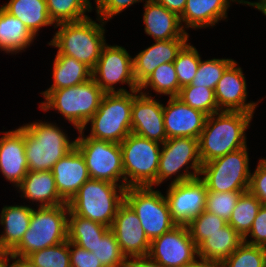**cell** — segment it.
<instances>
[{
  "label": "cell",
  "instance_id": "36",
  "mask_svg": "<svg viewBox=\"0 0 266 267\" xmlns=\"http://www.w3.org/2000/svg\"><path fill=\"white\" fill-rule=\"evenodd\" d=\"M26 258L36 267H71L69 241L38 250Z\"/></svg>",
  "mask_w": 266,
  "mask_h": 267
},
{
  "label": "cell",
  "instance_id": "26",
  "mask_svg": "<svg viewBox=\"0 0 266 267\" xmlns=\"http://www.w3.org/2000/svg\"><path fill=\"white\" fill-rule=\"evenodd\" d=\"M33 208L29 206H4L0 224L4 234L0 235V251L10 253L22 240L29 228Z\"/></svg>",
  "mask_w": 266,
  "mask_h": 267
},
{
  "label": "cell",
  "instance_id": "40",
  "mask_svg": "<svg viewBox=\"0 0 266 267\" xmlns=\"http://www.w3.org/2000/svg\"><path fill=\"white\" fill-rule=\"evenodd\" d=\"M228 224L223 218L210 213L206 210L194 217L187 225L191 234V238L198 247L211 234L220 231Z\"/></svg>",
  "mask_w": 266,
  "mask_h": 267
},
{
  "label": "cell",
  "instance_id": "6",
  "mask_svg": "<svg viewBox=\"0 0 266 267\" xmlns=\"http://www.w3.org/2000/svg\"><path fill=\"white\" fill-rule=\"evenodd\" d=\"M126 188L104 180L88 179L68 203L80 217L111 227L119 206L124 202Z\"/></svg>",
  "mask_w": 266,
  "mask_h": 267
},
{
  "label": "cell",
  "instance_id": "28",
  "mask_svg": "<svg viewBox=\"0 0 266 267\" xmlns=\"http://www.w3.org/2000/svg\"><path fill=\"white\" fill-rule=\"evenodd\" d=\"M2 8L20 19L35 37L40 28L54 24L49 16L46 0H10Z\"/></svg>",
  "mask_w": 266,
  "mask_h": 267
},
{
  "label": "cell",
  "instance_id": "30",
  "mask_svg": "<svg viewBox=\"0 0 266 267\" xmlns=\"http://www.w3.org/2000/svg\"><path fill=\"white\" fill-rule=\"evenodd\" d=\"M52 68L53 84L45 91L72 87L92 78V70L88 66L67 55H56Z\"/></svg>",
  "mask_w": 266,
  "mask_h": 267
},
{
  "label": "cell",
  "instance_id": "50",
  "mask_svg": "<svg viewBox=\"0 0 266 267\" xmlns=\"http://www.w3.org/2000/svg\"><path fill=\"white\" fill-rule=\"evenodd\" d=\"M239 3L248 4L260 10L263 14L266 12V0H259V2H249L245 0H239Z\"/></svg>",
  "mask_w": 266,
  "mask_h": 267
},
{
  "label": "cell",
  "instance_id": "52",
  "mask_svg": "<svg viewBox=\"0 0 266 267\" xmlns=\"http://www.w3.org/2000/svg\"><path fill=\"white\" fill-rule=\"evenodd\" d=\"M8 253L0 251V267H7Z\"/></svg>",
  "mask_w": 266,
  "mask_h": 267
},
{
  "label": "cell",
  "instance_id": "24",
  "mask_svg": "<svg viewBox=\"0 0 266 267\" xmlns=\"http://www.w3.org/2000/svg\"><path fill=\"white\" fill-rule=\"evenodd\" d=\"M239 0H187L183 14L179 17L185 28H206L226 19L230 2ZM183 23L185 26L183 27Z\"/></svg>",
  "mask_w": 266,
  "mask_h": 267
},
{
  "label": "cell",
  "instance_id": "39",
  "mask_svg": "<svg viewBox=\"0 0 266 267\" xmlns=\"http://www.w3.org/2000/svg\"><path fill=\"white\" fill-rule=\"evenodd\" d=\"M200 55L197 49L186 43L178 52L175 61L173 62L180 87L190 85L197 72Z\"/></svg>",
  "mask_w": 266,
  "mask_h": 267
},
{
  "label": "cell",
  "instance_id": "51",
  "mask_svg": "<svg viewBox=\"0 0 266 267\" xmlns=\"http://www.w3.org/2000/svg\"><path fill=\"white\" fill-rule=\"evenodd\" d=\"M189 267H223V266L221 263L197 260L195 263L191 264Z\"/></svg>",
  "mask_w": 266,
  "mask_h": 267
},
{
  "label": "cell",
  "instance_id": "3",
  "mask_svg": "<svg viewBox=\"0 0 266 267\" xmlns=\"http://www.w3.org/2000/svg\"><path fill=\"white\" fill-rule=\"evenodd\" d=\"M104 94L91 78L79 85L42 92L45 102L41 103L40 108L46 112L55 109L77 130H85L87 121L98 110Z\"/></svg>",
  "mask_w": 266,
  "mask_h": 267
},
{
  "label": "cell",
  "instance_id": "14",
  "mask_svg": "<svg viewBox=\"0 0 266 267\" xmlns=\"http://www.w3.org/2000/svg\"><path fill=\"white\" fill-rule=\"evenodd\" d=\"M198 247L186 225H176L150 242L148 256L164 267H189L195 263Z\"/></svg>",
  "mask_w": 266,
  "mask_h": 267
},
{
  "label": "cell",
  "instance_id": "38",
  "mask_svg": "<svg viewBox=\"0 0 266 267\" xmlns=\"http://www.w3.org/2000/svg\"><path fill=\"white\" fill-rule=\"evenodd\" d=\"M221 264L223 267H266V248L243 242Z\"/></svg>",
  "mask_w": 266,
  "mask_h": 267
},
{
  "label": "cell",
  "instance_id": "49",
  "mask_svg": "<svg viewBox=\"0 0 266 267\" xmlns=\"http://www.w3.org/2000/svg\"><path fill=\"white\" fill-rule=\"evenodd\" d=\"M14 259L13 263L11 265H9V260ZM36 267L35 265H33L27 258H23V257H18L15 256L13 254L8 253V261H7V267Z\"/></svg>",
  "mask_w": 266,
  "mask_h": 267
},
{
  "label": "cell",
  "instance_id": "33",
  "mask_svg": "<svg viewBox=\"0 0 266 267\" xmlns=\"http://www.w3.org/2000/svg\"><path fill=\"white\" fill-rule=\"evenodd\" d=\"M46 4L55 25L83 20L93 8L90 0H46Z\"/></svg>",
  "mask_w": 266,
  "mask_h": 267
},
{
  "label": "cell",
  "instance_id": "47",
  "mask_svg": "<svg viewBox=\"0 0 266 267\" xmlns=\"http://www.w3.org/2000/svg\"><path fill=\"white\" fill-rule=\"evenodd\" d=\"M131 259V260H130ZM127 260L126 267H164L147 256L133 257Z\"/></svg>",
  "mask_w": 266,
  "mask_h": 267
},
{
  "label": "cell",
  "instance_id": "19",
  "mask_svg": "<svg viewBox=\"0 0 266 267\" xmlns=\"http://www.w3.org/2000/svg\"><path fill=\"white\" fill-rule=\"evenodd\" d=\"M234 61L223 73L215 89L220 111L254 113L257 103L246 102L247 84L242 69Z\"/></svg>",
  "mask_w": 266,
  "mask_h": 267
},
{
  "label": "cell",
  "instance_id": "11",
  "mask_svg": "<svg viewBox=\"0 0 266 267\" xmlns=\"http://www.w3.org/2000/svg\"><path fill=\"white\" fill-rule=\"evenodd\" d=\"M162 145L160 153L157 185H160L164 180L171 177L173 174H178L170 183H181L197 177H200L202 161L199 155V141L192 137H175L168 138ZM184 173L180 170L185 166ZM189 168L193 169L189 172Z\"/></svg>",
  "mask_w": 266,
  "mask_h": 267
},
{
  "label": "cell",
  "instance_id": "48",
  "mask_svg": "<svg viewBox=\"0 0 266 267\" xmlns=\"http://www.w3.org/2000/svg\"><path fill=\"white\" fill-rule=\"evenodd\" d=\"M155 1L163 5L170 12H173L178 17H180L183 14L187 0H155Z\"/></svg>",
  "mask_w": 266,
  "mask_h": 267
},
{
  "label": "cell",
  "instance_id": "41",
  "mask_svg": "<svg viewBox=\"0 0 266 267\" xmlns=\"http://www.w3.org/2000/svg\"><path fill=\"white\" fill-rule=\"evenodd\" d=\"M93 253L104 267H126L127 258L122 254L114 233L109 230L93 248Z\"/></svg>",
  "mask_w": 266,
  "mask_h": 267
},
{
  "label": "cell",
  "instance_id": "1",
  "mask_svg": "<svg viewBox=\"0 0 266 267\" xmlns=\"http://www.w3.org/2000/svg\"><path fill=\"white\" fill-rule=\"evenodd\" d=\"M253 113L220 111L207 116L199 141L202 164L246 147L245 130Z\"/></svg>",
  "mask_w": 266,
  "mask_h": 267
},
{
  "label": "cell",
  "instance_id": "16",
  "mask_svg": "<svg viewBox=\"0 0 266 267\" xmlns=\"http://www.w3.org/2000/svg\"><path fill=\"white\" fill-rule=\"evenodd\" d=\"M133 91V103L131 113V133L140 137L163 144L166 136L163 104L148 94Z\"/></svg>",
  "mask_w": 266,
  "mask_h": 267
},
{
  "label": "cell",
  "instance_id": "31",
  "mask_svg": "<svg viewBox=\"0 0 266 267\" xmlns=\"http://www.w3.org/2000/svg\"><path fill=\"white\" fill-rule=\"evenodd\" d=\"M109 230L106 225L75 215L69 210L67 231L69 242L93 252L98 240H101Z\"/></svg>",
  "mask_w": 266,
  "mask_h": 267
},
{
  "label": "cell",
  "instance_id": "42",
  "mask_svg": "<svg viewBox=\"0 0 266 267\" xmlns=\"http://www.w3.org/2000/svg\"><path fill=\"white\" fill-rule=\"evenodd\" d=\"M242 193L234 191L220 193L207 191L205 210L228 222Z\"/></svg>",
  "mask_w": 266,
  "mask_h": 267
},
{
  "label": "cell",
  "instance_id": "5",
  "mask_svg": "<svg viewBox=\"0 0 266 267\" xmlns=\"http://www.w3.org/2000/svg\"><path fill=\"white\" fill-rule=\"evenodd\" d=\"M69 210L68 203L33 209L27 232L10 254L26 258L33 252L66 241Z\"/></svg>",
  "mask_w": 266,
  "mask_h": 267
},
{
  "label": "cell",
  "instance_id": "2",
  "mask_svg": "<svg viewBox=\"0 0 266 267\" xmlns=\"http://www.w3.org/2000/svg\"><path fill=\"white\" fill-rule=\"evenodd\" d=\"M101 24L90 17L76 22L60 23V27L48 43L57 47V55H67L84 63L93 70L99 60L101 51L106 45L104 21L98 17Z\"/></svg>",
  "mask_w": 266,
  "mask_h": 267
},
{
  "label": "cell",
  "instance_id": "7",
  "mask_svg": "<svg viewBox=\"0 0 266 267\" xmlns=\"http://www.w3.org/2000/svg\"><path fill=\"white\" fill-rule=\"evenodd\" d=\"M120 146L124 187L157 186L160 143L130 133Z\"/></svg>",
  "mask_w": 266,
  "mask_h": 267
},
{
  "label": "cell",
  "instance_id": "37",
  "mask_svg": "<svg viewBox=\"0 0 266 267\" xmlns=\"http://www.w3.org/2000/svg\"><path fill=\"white\" fill-rule=\"evenodd\" d=\"M234 62L233 59H211L202 61L190 85L204 86L215 91L224 71Z\"/></svg>",
  "mask_w": 266,
  "mask_h": 267
},
{
  "label": "cell",
  "instance_id": "9",
  "mask_svg": "<svg viewBox=\"0 0 266 267\" xmlns=\"http://www.w3.org/2000/svg\"><path fill=\"white\" fill-rule=\"evenodd\" d=\"M199 175L207 191H247L251 176L247 146L202 164Z\"/></svg>",
  "mask_w": 266,
  "mask_h": 267
},
{
  "label": "cell",
  "instance_id": "21",
  "mask_svg": "<svg viewBox=\"0 0 266 267\" xmlns=\"http://www.w3.org/2000/svg\"><path fill=\"white\" fill-rule=\"evenodd\" d=\"M25 156L24 127L5 132L0 137V172L18 187L28 173Z\"/></svg>",
  "mask_w": 266,
  "mask_h": 267
},
{
  "label": "cell",
  "instance_id": "10",
  "mask_svg": "<svg viewBox=\"0 0 266 267\" xmlns=\"http://www.w3.org/2000/svg\"><path fill=\"white\" fill-rule=\"evenodd\" d=\"M124 201L138 216L150 242L177 225L171 217L166 198L160 191L153 190V186L126 188Z\"/></svg>",
  "mask_w": 266,
  "mask_h": 267
},
{
  "label": "cell",
  "instance_id": "18",
  "mask_svg": "<svg viewBox=\"0 0 266 267\" xmlns=\"http://www.w3.org/2000/svg\"><path fill=\"white\" fill-rule=\"evenodd\" d=\"M167 104V106H163L167 138L192 137L199 139L207 115L188 106L178 97H170Z\"/></svg>",
  "mask_w": 266,
  "mask_h": 267
},
{
  "label": "cell",
  "instance_id": "34",
  "mask_svg": "<svg viewBox=\"0 0 266 267\" xmlns=\"http://www.w3.org/2000/svg\"><path fill=\"white\" fill-rule=\"evenodd\" d=\"M150 86L155 92L178 97L181 87L173 62L159 65L140 85L139 92Z\"/></svg>",
  "mask_w": 266,
  "mask_h": 267
},
{
  "label": "cell",
  "instance_id": "25",
  "mask_svg": "<svg viewBox=\"0 0 266 267\" xmlns=\"http://www.w3.org/2000/svg\"><path fill=\"white\" fill-rule=\"evenodd\" d=\"M18 188L21 196L39 202V207L66 204L58 193L52 171H28Z\"/></svg>",
  "mask_w": 266,
  "mask_h": 267
},
{
  "label": "cell",
  "instance_id": "45",
  "mask_svg": "<svg viewBox=\"0 0 266 267\" xmlns=\"http://www.w3.org/2000/svg\"><path fill=\"white\" fill-rule=\"evenodd\" d=\"M144 0H95L96 12L104 22L121 13L130 5Z\"/></svg>",
  "mask_w": 266,
  "mask_h": 267
},
{
  "label": "cell",
  "instance_id": "15",
  "mask_svg": "<svg viewBox=\"0 0 266 267\" xmlns=\"http://www.w3.org/2000/svg\"><path fill=\"white\" fill-rule=\"evenodd\" d=\"M165 196L171 217L177 225H188L206 208L207 188L199 178L170 184Z\"/></svg>",
  "mask_w": 266,
  "mask_h": 267
},
{
  "label": "cell",
  "instance_id": "8",
  "mask_svg": "<svg viewBox=\"0 0 266 267\" xmlns=\"http://www.w3.org/2000/svg\"><path fill=\"white\" fill-rule=\"evenodd\" d=\"M133 91L105 93L98 110L87 121V137L120 144L131 133Z\"/></svg>",
  "mask_w": 266,
  "mask_h": 267
},
{
  "label": "cell",
  "instance_id": "29",
  "mask_svg": "<svg viewBox=\"0 0 266 267\" xmlns=\"http://www.w3.org/2000/svg\"><path fill=\"white\" fill-rule=\"evenodd\" d=\"M35 36L24 23L0 7V49L6 53H18L27 48Z\"/></svg>",
  "mask_w": 266,
  "mask_h": 267
},
{
  "label": "cell",
  "instance_id": "43",
  "mask_svg": "<svg viewBox=\"0 0 266 267\" xmlns=\"http://www.w3.org/2000/svg\"><path fill=\"white\" fill-rule=\"evenodd\" d=\"M248 236L253 240L247 241ZM243 239L245 243L266 248V204L260 207L250 231Z\"/></svg>",
  "mask_w": 266,
  "mask_h": 267
},
{
  "label": "cell",
  "instance_id": "12",
  "mask_svg": "<svg viewBox=\"0 0 266 267\" xmlns=\"http://www.w3.org/2000/svg\"><path fill=\"white\" fill-rule=\"evenodd\" d=\"M80 136L75 147L83 155L91 179L104 180L114 184L119 181L124 187V170L121 146L104 140L83 137L84 130H78Z\"/></svg>",
  "mask_w": 266,
  "mask_h": 267
},
{
  "label": "cell",
  "instance_id": "4",
  "mask_svg": "<svg viewBox=\"0 0 266 267\" xmlns=\"http://www.w3.org/2000/svg\"><path fill=\"white\" fill-rule=\"evenodd\" d=\"M25 156L29 171H51L53 165L66 156L76 141L53 123L33 122L23 125Z\"/></svg>",
  "mask_w": 266,
  "mask_h": 267
},
{
  "label": "cell",
  "instance_id": "13",
  "mask_svg": "<svg viewBox=\"0 0 266 267\" xmlns=\"http://www.w3.org/2000/svg\"><path fill=\"white\" fill-rule=\"evenodd\" d=\"M92 78L105 93L128 92L124 88L115 90L117 83H126L130 91L139 89L134 77L133 58L124 47L105 45L95 68Z\"/></svg>",
  "mask_w": 266,
  "mask_h": 267
},
{
  "label": "cell",
  "instance_id": "20",
  "mask_svg": "<svg viewBox=\"0 0 266 267\" xmlns=\"http://www.w3.org/2000/svg\"><path fill=\"white\" fill-rule=\"evenodd\" d=\"M51 171L58 193L66 203H69L80 187L90 179L85 159L76 147L59 159Z\"/></svg>",
  "mask_w": 266,
  "mask_h": 267
},
{
  "label": "cell",
  "instance_id": "35",
  "mask_svg": "<svg viewBox=\"0 0 266 267\" xmlns=\"http://www.w3.org/2000/svg\"><path fill=\"white\" fill-rule=\"evenodd\" d=\"M178 98L207 116L219 112L213 89L204 86L186 85L181 88Z\"/></svg>",
  "mask_w": 266,
  "mask_h": 267
},
{
  "label": "cell",
  "instance_id": "17",
  "mask_svg": "<svg viewBox=\"0 0 266 267\" xmlns=\"http://www.w3.org/2000/svg\"><path fill=\"white\" fill-rule=\"evenodd\" d=\"M110 230L127 260L148 255L150 240L141 227L138 216L125 201L119 206Z\"/></svg>",
  "mask_w": 266,
  "mask_h": 267
},
{
  "label": "cell",
  "instance_id": "44",
  "mask_svg": "<svg viewBox=\"0 0 266 267\" xmlns=\"http://www.w3.org/2000/svg\"><path fill=\"white\" fill-rule=\"evenodd\" d=\"M262 204H266V159H260L250 176L248 189Z\"/></svg>",
  "mask_w": 266,
  "mask_h": 267
},
{
  "label": "cell",
  "instance_id": "23",
  "mask_svg": "<svg viewBox=\"0 0 266 267\" xmlns=\"http://www.w3.org/2000/svg\"><path fill=\"white\" fill-rule=\"evenodd\" d=\"M143 21L145 33L155 41L189 38L182 28L180 18L155 0H145Z\"/></svg>",
  "mask_w": 266,
  "mask_h": 267
},
{
  "label": "cell",
  "instance_id": "32",
  "mask_svg": "<svg viewBox=\"0 0 266 267\" xmlns=\"http://www.w3.org/2000/svg\"><path fill=\"white\" fill-rule=\"evenodd\" d=\"M262 203L249 191H245L239 197L228 224L244 238L250 231L254 219Z\"/></svg>",
  "mask_w": 266,
  "mask_h": 267
},
{
  "label": "cell",
  "instance_id": "22",
  "mask_svg": "<svg viewBox=\"0 0 266 267\" xmlns=\"http://www.w3.org/2000/svg\"><path fill=\"white\" fill-rule=\"evenodd\" d=\"M155 44L133 57L134 77L139 86L159 65L174 62L188 38L155 41Z\"/></svg>",
  "mask_w": 266,
  "mask_h": 267
},
{
  "label": "cell",
  "instance_id": "27",
  "mask_svg": "<svg viewBox=\"0 0 266 267\" xmlns=\"http://www.w3.org/2000/svg\"><path fill=\"white\" fill-rule=\"evenodd\" d=\"M243 242L244 239L227 224L198 246L197 257L204 261L223 263Z\"/></svg>",
  "mask_w": 266,
  "mask_h": 267
},
{
  "label": "cell",
  "instance_id": "46",
  "mask_svg": "<svg viewBox=\"0 0 266 267\" xmlns=\"http://www.w3.org/2000/svg\"><path fill=\"white\" fill-rule=\"evenodd\" d=\"M74 249H71V248ZM71 267H104L95 253L69 242Z\"/></svg>",
  "mask_w": 266,
  "mask_h": 267
}]
</instances>
